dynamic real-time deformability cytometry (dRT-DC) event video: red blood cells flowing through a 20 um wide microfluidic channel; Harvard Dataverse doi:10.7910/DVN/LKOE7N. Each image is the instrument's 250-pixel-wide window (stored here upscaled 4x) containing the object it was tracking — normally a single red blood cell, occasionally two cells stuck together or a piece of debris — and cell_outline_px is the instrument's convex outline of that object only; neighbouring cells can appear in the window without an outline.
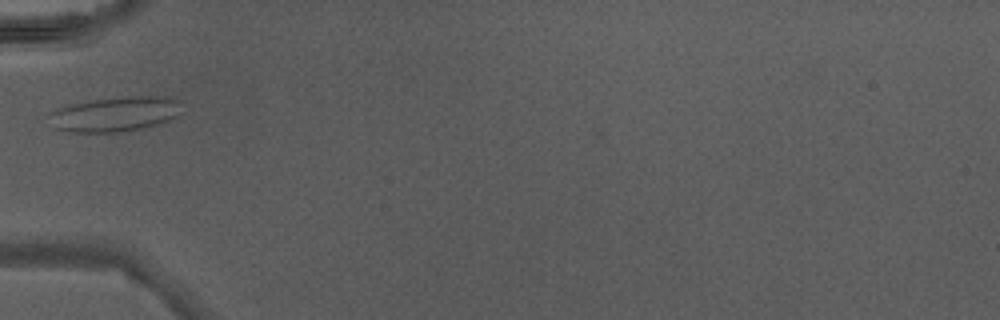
{"species": "Egyptian fruit bat (a non-hibernating species)", "species_latin": "Rousettus aegyptiacus", "temperature_condition": "warm", "stored_images_in_passage": 31, "camera_frame_rate_fps": 3000, "um_per_image_px": 0.085, "animal": {"sex": "male"}, "frame": {"image": 1, "passage_image": 1, "time_ms": 0.0, "image_size_px": [1000, 320], "cell_outline_px": [[180, 100], [176, 116], [168, 120], [156, 124], [140, 128], [116, 132], [72, 132], [52, 128], [44, 116], [56, 108], [72, 104], [96, 100], [136, 96], [164, 96]], "centroid_in_image_um": [9.65, 9.71], "position_along_channel_um": 75.3, "area_um2": 26.7}}
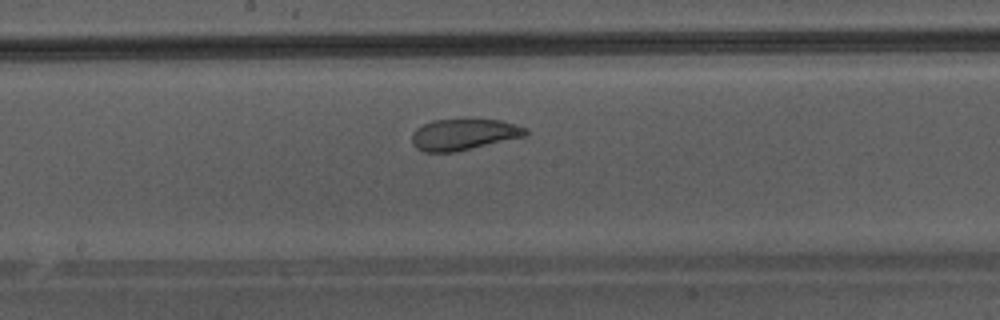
{"frame": {"image": 2, "passage_image": 10, "time_ms": 3.0, "image_size_px": [1000, 320], "cell_outline_px": [[528, 136], [456, 152], [424, 152], [416, 148], [412, 144], [412, 132], [416, 128], [432, 120], [472, 116], [500, 120], [516, 124], [528, 128]], "centroid_in_image_um": [39.46, 11.38], "position_along_channel_um": 208.7, "area_um2": 21.85}}
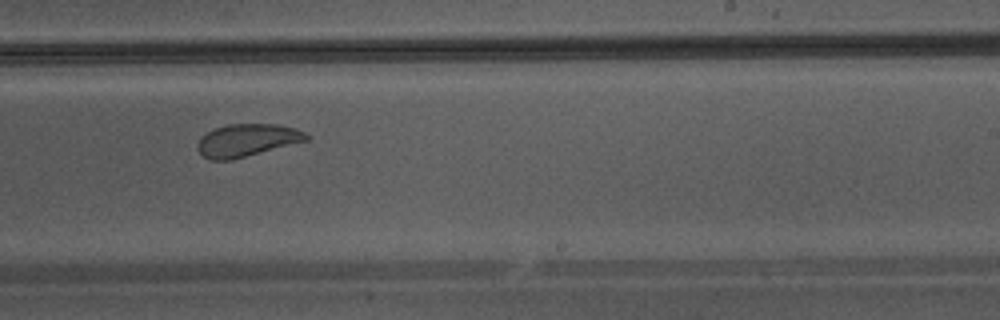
{"frame": {"image": 3, "passage_image": 14, "time_ms": 4.333, "image_size_px": [1000, 320], "cell_outline_px": [[308, 140], [232, 160], [208, 160], [196, 148], [196, 144], [200, 136], [212, 128], [228, 124], [276, 124], [296, 128], [304, 132], [308, 136]], "centroid_in_image_um": [20.93, 11.92], "position_along_channel_um": 268.1, "area_um2": 20.81}}